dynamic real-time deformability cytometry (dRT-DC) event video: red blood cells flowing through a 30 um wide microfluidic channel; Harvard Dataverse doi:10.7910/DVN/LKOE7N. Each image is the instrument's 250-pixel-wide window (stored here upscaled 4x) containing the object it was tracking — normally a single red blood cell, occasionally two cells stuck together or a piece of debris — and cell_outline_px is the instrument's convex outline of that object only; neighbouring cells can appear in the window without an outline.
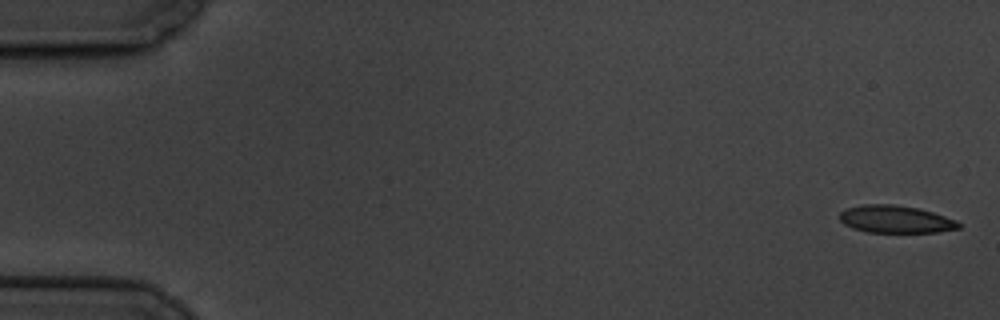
{"species": "common noctule bat (a hibernating species)", "species_latin": "Nyctalus noctula", "temperature_condition": "cold", "stored_images_in_passage": 5, "camera_frame_rate_fps": 3000, "um_per_image_px": 0.085, "animal": {"sex": "male", "body_mass_g": 19.5, "forearm_length_mm": 54.6}, "frame": {"image": 1, "passage_image": 1, "time_ms": 0.0, "image_size_px": [1000, 320], "cell_outline_px": [[960, 228], [936, 232], [868, 232], [852, 228], [844, 224], [840, 220], [840, 212], [848, 208], [864, 204], [896, 204], [920, 208], [956, 220], [960, 224]], "centroid_in_image_um": [76.12, 18.63], "position_along_channel_um": 8.9, "area_um2": 19.02}}
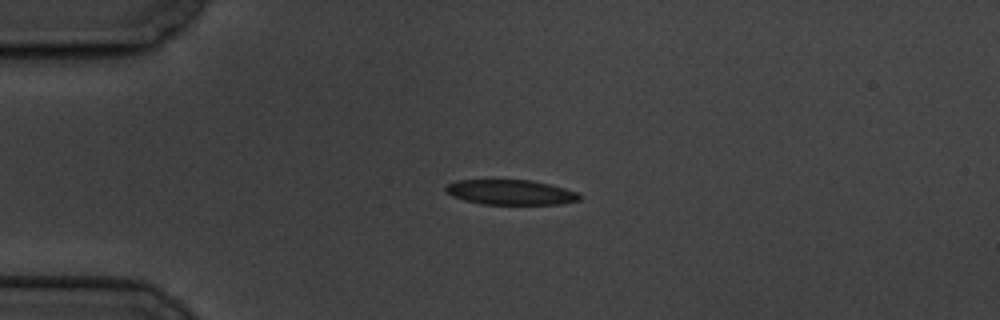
{"frame": {"image": 2, "passage_image": 4, "time_ms": 4.333, "image_size_px": [1000, 320], "cell_outline_px": [[580, 200], [564, 204], [484, 204], [464, 200], [452, 196], [444, 188], [448, 184], [456, 180], [532, 180], [564, 188], [576, 192], [580, 196]], "centroid_in_image_um": [43.4, 16.34], "position_along_channel_um": 41.6, "area_um2": 19.36}}